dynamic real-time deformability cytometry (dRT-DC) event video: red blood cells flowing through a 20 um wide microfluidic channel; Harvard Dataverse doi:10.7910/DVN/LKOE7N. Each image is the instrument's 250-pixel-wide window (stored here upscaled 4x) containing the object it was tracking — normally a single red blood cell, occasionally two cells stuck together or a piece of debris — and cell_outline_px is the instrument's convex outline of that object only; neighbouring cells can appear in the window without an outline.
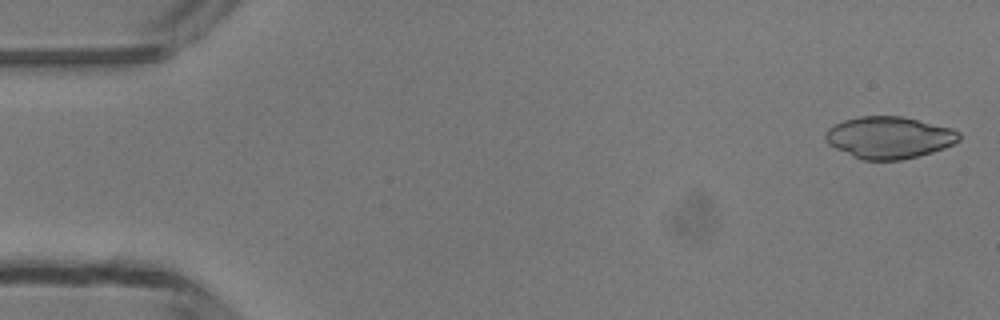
{"species": "common noctule bat (a hibernating species)", "species_latin": "Nyctalus noctula", "temperature_condition": "room temperature", "stored_images_in_passage": 48, "camera_frame_rate_fps": 3000, "um_per_image_px": 0.085, "animal": {"sex": "male", "body_mass_g": 13.3}, "frame": {"image": 1, "passage_image": 1, "time_ms": 0.0, "image_size_px": [1000, 320], "cell_outline_px": [[960, 140], [944, 148], [932, 152], [900, 160], [864, 160], [852, 156], [828, 144], [824, 140], [824, 132], [828, 128], [844, 120], [860, 116], [904, 116], [952, 128], [960, 132]], "centroid_in_image_um": [75.56, 11.68], "position_along_channel_um": 9.4, "area_um2": 32.71}}